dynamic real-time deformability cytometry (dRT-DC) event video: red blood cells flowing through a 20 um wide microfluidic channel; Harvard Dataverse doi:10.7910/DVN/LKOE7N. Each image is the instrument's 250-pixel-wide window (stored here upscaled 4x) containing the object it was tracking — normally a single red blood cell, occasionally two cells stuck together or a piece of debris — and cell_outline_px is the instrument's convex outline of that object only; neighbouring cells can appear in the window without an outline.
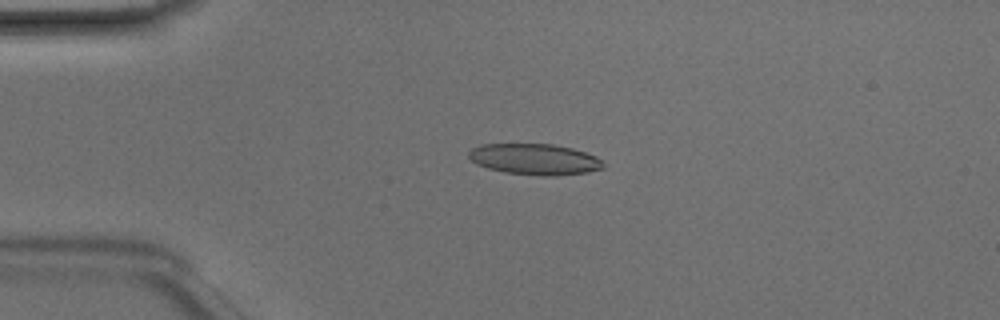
{"species": "Egyptian fruit bat (a non-hibernating species)", "species_latin": "Rousettus aegyptiacus", "temperature_condition": "room temperature", "stored_images_in_passage": 48, "camera_frame_rate_fps": 3000, "um_per_image_px": 0.085, "animal": {"sex": "male"}, "frame": {"image": 1, "passage_image": 11, "time_ms": 3.333, "image_size_px": [1000, 320], "cell_outline_px": [[604, 168], [588, 172], [556, 176], [544, 176], [504, 172], [488, 168], [476, 164], [468, 156], [468, 152], [472, 148], [480, 144], [552, 144], [572, 148], [596, 156], [604, 160]], "centroid_in_image_um": [45.47, 13.54], "position_along_channel_um": 39.5, "area_um2": 24.45}}
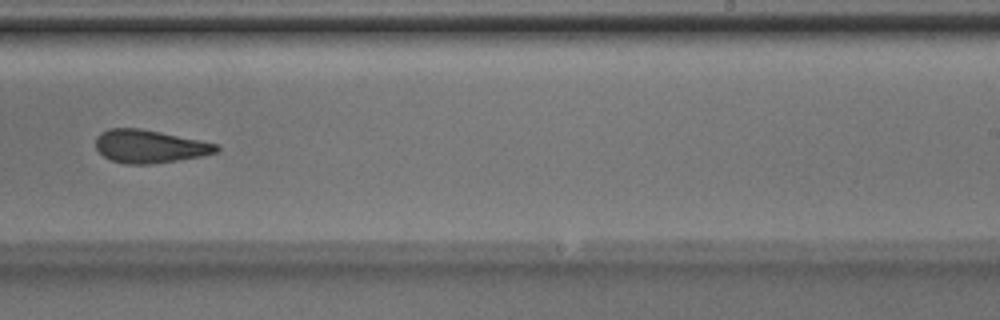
{"frame": {"image": 2, "passage_image": 30, "time_ms": 9.667, "image_size_px": [1000, 320], "cell_outline_px": [[220, 148], [216, 152], [200, 156], [176, 160], [148, 164], [124, 164], [112, 160], [104, 156], [96, 148], [96, 136], [100, 132], [108, 128], [140, 128], [200, 140], [216, 144]], "centroid_in_image_um": [12.67, 12.43], "position_along_channel_um": 276.3, "area_um2": 23.0}}
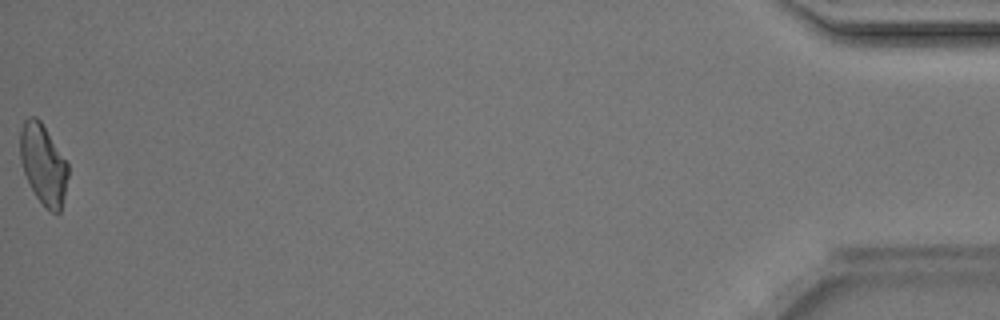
{"frame": {"image": 3, "passage_image": 48, "time_ms": 15.667, "image_size_px": [1000, 320], "cell_outline_px": [[68, 176], [60, 212], [52, 212], [36, 196], [24, 172], [20, 160], [20, 132], [24, 120], [28, 116], [36, 116], [40, 120], [68, 164]], "centroid_in_image_um": [3.66, 13.92], "position_along_channel_um": 431.5, "area_um2": 21.91}, "authors_computed_cell_mechanics": {"area_um2": 23.6691, "velocity_mm_per_s": 4.2184, "shape_relaxation_time_tau1_ms": 8.1287, "shape_relaxation_time_tau2_ms": 3.2507, "deformation_change_tau1": 0.199, "deformation_change_tau2": 0.1285}}